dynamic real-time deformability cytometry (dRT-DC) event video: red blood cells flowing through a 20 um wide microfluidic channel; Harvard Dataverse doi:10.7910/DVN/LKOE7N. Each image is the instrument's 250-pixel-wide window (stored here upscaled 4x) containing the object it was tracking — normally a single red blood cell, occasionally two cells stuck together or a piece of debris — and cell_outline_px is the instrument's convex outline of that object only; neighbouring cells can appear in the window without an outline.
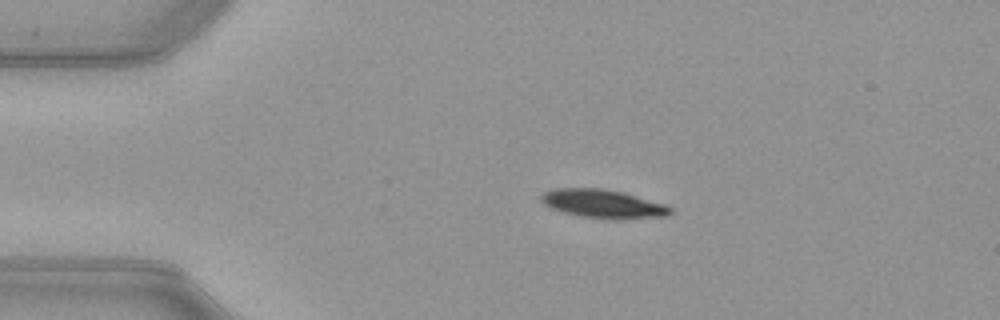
{"species": "common noctule bat (a hibernating species)", "species_latin": "Nyctalus noctula", "temperature_condition": "warm", "stored_images_in_passage": 44, "camera_frame_rate_fps": 3000, "um_per_image_px": 0.085, "animal": {"sex": "female", "body_mass_g": 21.9}, "frame": {"image": 1, "passage_image": 10, "time_ms": 3.0, "image_size_px": [1000, 320], "cell_outline_px": [[672, 212], [668, 216], [620, 220], [608, 220], [580, 216], [564, 212], [552, 208], [544, 204], [540, 200], [540, 196], [544, 192], [552, 188], [604, 188], [624, 192], [664, 204], [672, 208]], "centroid_in_image_um": [51.27, 17.33], "position_along_channel_um": 33.7, "area_um2": 21.85}}
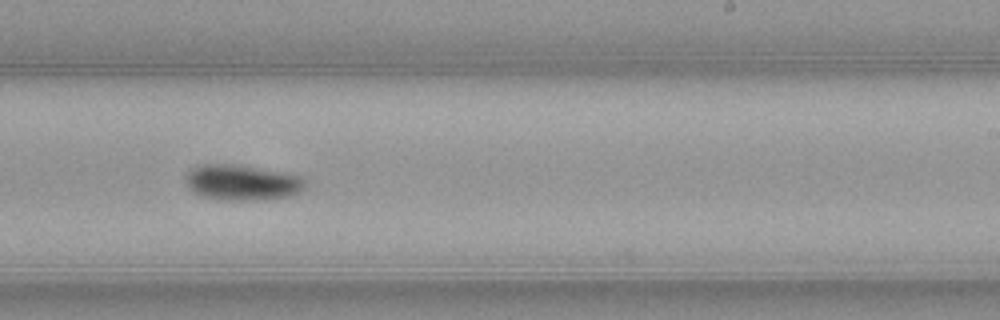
{"frame": {"image": 2, "passage_image": 31, "time_ms": 10.0, "image_size_px": [1000, 320], "cell_outline_px": [[304, 188], [300, 192], [292, 196], [264, 200], [224, 200], [200, 196], [192, 192], [188, 188], [188, 172], [192, 168], [204, 164], [228, 164], [300, 176], [304, 180]], "centroid_in_image_um": [20.56, 15.55], "position_along_channel_um": 268.4, "area_um2": 24.28}}
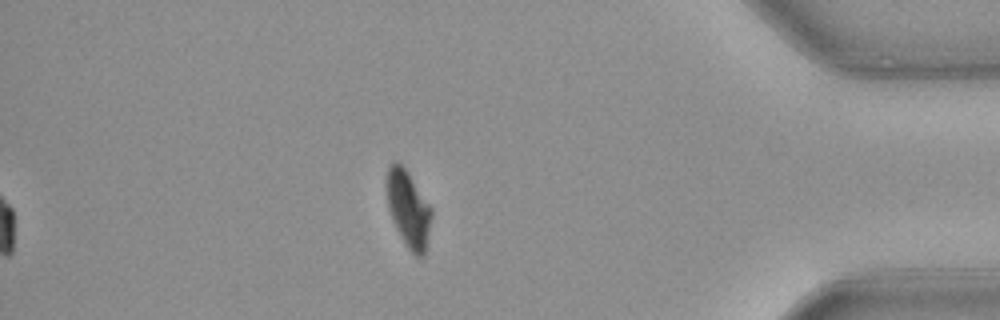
{"frame": {"image": 3, "passage_image": 44, "time_ms": 14.333, "image_size_px": [1000, 320], "cell_outline_px": [[432, 216], [424, 256], [416, 256], [408, 248], [400, 236], [392, 220], [388, 208], [388, 168], [392, 160], [396, 160], [408, 172], [432, 208]], "centroid_in_image_um": [34.73, 17.77], "position_along_channel_um": 400.5, "area_um2": 19.65}, "authors_computed_cell_mechanics": {"area_um2": 22.9177, "velocity_mm_per_s": 3.9786, "shape_relaxation_time_tau1_ms": 3.3457, "shape_relaxation_time_tau2_ms": null, "deformation_change_tau1": 0.1271, "deformation_change_tau2": null}}